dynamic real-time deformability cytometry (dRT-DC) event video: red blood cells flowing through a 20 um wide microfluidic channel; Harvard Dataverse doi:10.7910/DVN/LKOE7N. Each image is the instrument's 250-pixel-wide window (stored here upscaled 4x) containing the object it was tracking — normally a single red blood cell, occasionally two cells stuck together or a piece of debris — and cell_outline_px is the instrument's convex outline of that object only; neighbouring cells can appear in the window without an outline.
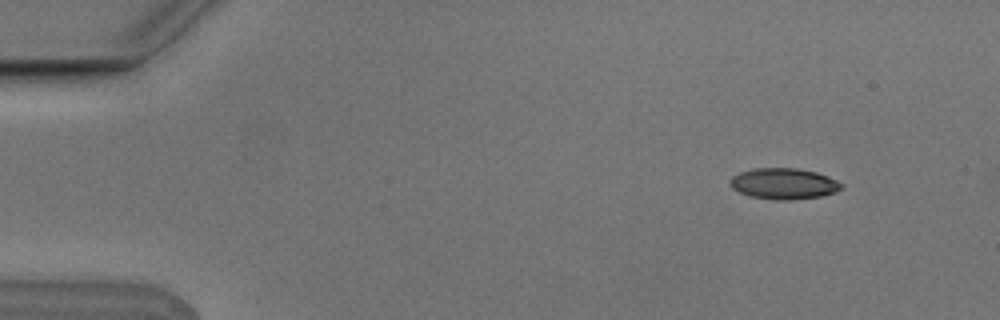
{"species": "Egyptian fruit bat (a non-hibernating species)", "species_latin": "Rousettus aegyptiacus", "temperature_condition": "cold", "stored_images_in_passage": 5, "camera_frame_rate_fps": 3000, "um_per_image_px": 0.085, "animal": {"sex": "male"}, "frame": {"image": 1, "passage_image": 2, "time_ms": 0.333, "image_size_px": [1000, 320], "cell_outline_px": [[844, 188], [836, 192], [820, 196], [792, 200], [776, 200], [748, 196], [732, 188], [728, 184], [728, 180], [732, 176], [740, 172], [756, 168], [796, 168], [816, 172], [828, 176], [844, 184]], "centroid_in_image_um": [66.62, 15.61], "position_along_channel_um": 18.4, "area_um2": 20.35}}
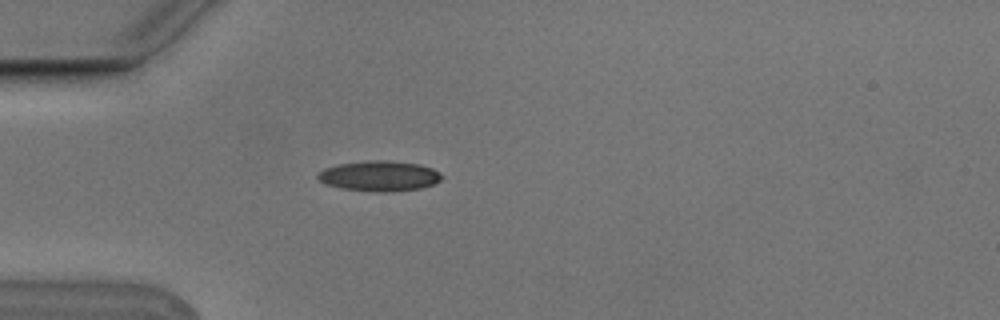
{"frame": {"image": 2, "passage_image": 5, "time_ms": 1.333, "image_size_px": [1000, 320], "cell_outline_px": [[444, 176], [436, 184], [420, 188], [396, 192], [376, 192], [340, 188], [324, 184], [316, 176], [324, 168], [340, 164], [372, 160], [388, 160], [420, 164], [432, 168], [440, 172]], "centroid_in_image_um": [32.29, 14.97], "position_along_channel_um": 52.7, "area_um2": 22.14}}